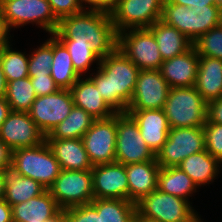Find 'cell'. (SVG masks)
Here are the masks:
<instances>
[{"instance_id": "cell-16", "label": "cell", "mask_w": 222, "mask_h": 222, "mask_svg": "<svg viewBox=\"0 0 222 222\" xmlns=\"http://www.w3.org/2000/svg\"><path fill=\"white\" fill-rule=\"evenodd\" d=\"M169 89L160 70H140L127 110L163 109Z\"/></svg>"}, {"instance_id": "cell-21", "label": "cell", "mask_w": 222, "mask_h": 222, "mask_svg": "<svg viewBox=\"0 0 222 222\" xmlns=\"http://www.w3.org/2000/svg\"><path fill=\"white\" fill-rule=\"evenodd\" d=\"M5 195L4 200L13 205L26 202L41 195L46 188L32 178L23 177L14 164L6 165L1 171Z\"/></svg>"}, {"instance_id": "cell-26", "label": "cell", "mask_w": 222, "mask_h": 222, "mask_svg": "<svg viewBox=\"0 0 222 222\" xmlns=\"http://www.w3.org/2000/svg\"><path fill=\"white\" fill-rule=\"evenodd\" d=\"M148 29L156 39L163 61L179 56L193 47V42L183 33L161 19L153 23Z\"/></svg>"}, {"instance_id": "cell-7", "label": "cell", "mask_w": 222, "mask_h": 222, "mask_svg": "<svg viewBox=\"0 0 222 222\" xmlns=\"http://www.w3.org/2000/svg\"><path fill=\"white\" fill-rule=\"evenodd\" d=\"M0 12L10 29L34 23L53 35L59 25L47 0H0Z\"/></svg>"}, {"instance_id": "cell-51", "label": "cell", "mask_w": 222, "mask_h": 222, "mask_svg": "<svg viewBox=\"0 0 222 222\" xmlns=\"http://www.w3.org/2000/svg\"><path fill=\"white\" fill-rule=\"evenodd\" d=\"M64 216V212L63 210L57 215L55 216L54 218L48 220V221H45V222H59V220Z\"/></svg>"}, {"instance_id": "cell-29", "label": "cell", "mask_w": 222, "mask_h": 222, "mask_svg": "<svg viewBox=\"0 0 222 222\" xmlns=\"http://www.w3.org/2000/svg\"><path fill=\"white\" fill-rule=\"evenodd\" d=\"M193 180L179 167H161L158 173L157 189L185 200L196 192Z\"/></svg>"}, {"instance_id": "cell-2", "label": "cell", "mask_w": 222, "mask_h": 222, "mask_svg": "<svg viewBox=\"0 0 222 222\" xmlns=\"http://www.w3.org/2000/svg\"><path fill=\"white\" fill-rule=\"evenodd\" d=\"M98 65L97 73L89 78L116 113L127 112L140 69L118 47Z\"/></svg>"}, {"instance_id": "cell-30", "label": "cell", "mask_w": 222, "mask_h": 222, "mask_svg": "<svg viewBox=\"0 0 222 222\" xmlns=\"http://www.w3.org/2000/svg\"><path fill=\"white\" fill-rule=\"evenodd\" d=\"M94 120L86 111L73 106L70 114L54 127L45 139H82Z\"/></svg>"}, {"instance_id": "cell-47", "label": "cell", "mask_w": 222, "mask_h": 222, "mask_svg": "<svg viewBox=\"0 0 222 222\" xmlns=\"http://www.w3.org/2000/svg\"><path fill=\"white\" fill-rule=\"evenodd\" d=\"M10 112L11 109L5 97H0V128Z\"/></svg>"}, {"instance_id": "cell-50", "label": "cell", "mask_w": 222, "mask_h": 222, "mask_svg": "<svg viewBox=\"0 0 222 222\" xmlns=\"http://www.w3.org/2000/svg\"><path fill=\"white\" fill-rule=\"evenodd\" d=\"M4 195H5L4 182L2 174L0 172V200L4 199Z\"/></svg>"}, {"instance_id": "cell-41", "label": "cell", "mask_w": 222, "mask_h": 222, "mask_svg": "<svg viewBox=\"0 0 222 222\" xmlns=\"http://www.w3.org/2000/svg\"><path fill=\"white\" fill-rule=\"evenodd\" d=\"M207 120L222 124V96L207 103Z\"/></svg>"}, {"instance_id": "cell-25", "label": "cell", "mask_w": 222, "mask_h": 222, "mask_svg": "<svg viewBox=\"0 0 222 222\" xmlns=\"http://www.w3.org/2000/svg\"><path fill=\"white\" fill-rule=\"evenodd\" d=\"M195 88L207 103L222 96V60L199 56Z\"/></svg>"}, {"instance_id": "cell-46", "label": "cell", "mask_w": 222, "mask_h": 222, "mask_svg": "<svg viewBox=\"0 0 222 222\" xmlns=\"http://www.w3.org/2000/svg\"><path fill=\"white\" fill-rule=\"evenodd\" d=\"M92 8H102L109 10L117 0H84Z\"/></svg>"}, {"instance_id": "cell-13", "label": "cell", "mask_w": 222, "mask_h": 222, "mask_svg": "<svg viewBox=\"0 0 222 222\" xmlns=\"http://www.w3.org/2000/svg\"><path fill=\"white\" fill-rule=\"evenodd\" d=\"M117 113L107 119L94 120L83 135L85 150L92 165L115 162Z\"/></svg>"}, {"instance_id": "cell-28", "label": "cell", "mask_w": 222, "mask_h": 222, "mask_svg": "<svg viewBox=\"0 0 222 222\" xmlns=\"http://www.w3.org/2000/svg\"><path fill=\"white\" fill-rule=\"evenodd\" d=\"M51 77L59 89H70L81 77L74 69L66 46L53 34Z\"/></svg>"}, {"instance_id": "cell-27", "label": "cell", "mask_w": 222, "mask_h": 222, "mask_svg": "<svg viewBox=\"0 0 222 222\" xmlns=\"http://www.w3.org/2000/svg\"><path fill=\"white\" fill-rule=\"evenodd\" d=\"M221 163L207 150L191 154L177 167L183 170L197 187L209 184L219 174Z\"/></svg>"}, {"instance_id": "cell-40", "label": "cell", "mask_w": 222, "mask_h": 222, "mask_svg": "<svg viewBox=\"0 0 222 222\" xmlns=\"http://www.w3.org/2000/svg\"><path fill=\"white\" fill-rule=\"evenodd\" d=\"M36 96H45L59 90L51 75L30 77Z\"/></svg>"}, {"instance_id": "cell-33", "label": "cell", "mask_w": 222, "mask_h": 222, "mask_svg": "<svg viewBox=\"0 0 222 222\" xmlns=\"http://www.w3.org/2000/svg\"><path fill=\"white\" fill-rule=\"evenodd\" d=\"M10 46L0 50V62L7 82L29 76L28 57L23 52L13 51Z\"/></svg>"}, {"instance_id": "cell-43", "label": "cell", "mask_w": 222, "mask_h": 222, "mask_svg": "<svg viewBox=\"0 0 222 222\" xmlns=\"http://www.w3.org/2000/svg\"><path fill=\"white\" fill-rule=\"evenodd\" d=\"M12 163V150L0 139V172Z\"/></svg>"}, {"instance_id": "cell-53", "label": "cell", "mask_w": 222, "mask_h": 222, "mask_svg": "<svg viewBox=\"0 0 222 222\" xmlns=\"http://www.w3.org/2000/svg\"><path fill=\"white\" fill-rule=\"evenodd\" d=\"M216 4L222 7V0H215Z\"/></svg>"}, {"instance_id": "cell-49", "label": "cell", "mask_w": 222, "mask_h": 222, "mask_svg": "<svg viewBox=\"0 0 222 222\" xmlns=\"http://www.w3.org/2000/svg\"><path fill=\"white\" fill-rule=\"evenodd\" d=\"M133 222H160V221L149 219V218L143 217L141 215H138L136 213Z\"/></svg>"}, {"instance_id": "cell-9", "label": "cell", "mask_w": 222, "mask_h": 222, "mask_svg": "<svg viewBox=\"0 0 222 222\" xmlns=\"http://www.w3.org/2000/svg\"><path fill=\"white\" fill-rule=\"evenodd\" d=\"M48 191L62 210L90 204L94 199L91 170H61Z\"/></svg>"}, {"instance_id": "cell-31", "label": "cell", "mask_w": 222, "mask_h": 222, "mask_svg": "<svg viewBox=\"0 0 222 222\" xmlns=\"http://www.w3.org/2000/svg\"><path fill=\"white\" fill-rule=\"evenodd\" d=\"M90 204L98 212V222H133L135 203L124 199H93Z\"/></svg>"}, {"instance_id": "cell-32", "label": "cell", "mask_w": 222, "mask_h": 222, "mask_svg": "<svg viewBox=\"0 0 222 222\" xmlns=\"http://www.w3.org/2000/svg\"><path fill=\"white\" fill-rule=\"evenodd\" d=\"M36 97L29 76L7 82L5 100L8 102L11 111L29 112Z\"/></svg>"}, {"instance_id": "cell-10", "label": "cell", "mask_w": 222, "mask_h": 222, "mask_svg": "<svg viewBox=\"0 0 222 222\" xmlns=\"http://www.w3.org/2000/svg\"><path fill=\"white\" fill-rule=\"evenodd\" d=\"M205 150L203 127L170 128L166 142L155 155L160 167L179 165L191 154Z\"/></svg>"}, {"instance_id": "cell-42", "label": "cell", "mask_w": 222, "mask_h": 222, "mask_svg": "<svg viewBox=\"0 0 222 222\" xmlns=\"http://www.w3.org/2000/svg\"><path fill=\"white\" fill-rule=\"evenodd\" d=\"M169 3L182 5L188 8L204 7L208 5H217L215 0H167Z\"/></svg>"}, {"instance_id": "cell-3", "label": "cell", "mask_w": 222, "mask_h": 222, "mask_svg": "<svg viewBox=\"0 0 222 222\" xmlns=\"http://www.w3.org/2000/svg\"><path fill=\"white\" fill-rule=\"evenodd\" d=\"M162 21L177 28L194 43L201 35L222 24V7H185L164 0Z\"/></svg>"}, {"instance_id": "cell-24", "label": "cell", "mask_w": 222, "mask_h": 222, "mask_svg": "<svg viewBox=\"0 0 222 222\" xmlns=\"http://www.w3.org/2000/svg\"><path fill=\"white\" fill-rule=\"evenodd\" d=\"M62 209L46 189L26 202L12 206L13 222H45L57 216Z\"/></svg>"}, {"instance_id": "cell-35", "label": "cell", "mask_w": 222, "mask_h": 222, "mask_svg": "<svg viewBox=\"0 0 222 222\" xmlns=\"http://www.w3.org/2000/svg\"><path fill=\"white\" fill-rule=\"evenodd\" d=\"M32 53L28 56L29 77L51 75L50 69L53 61V37L51 36Z\"/></svg>"}, {"instance_id": "cell-34", "label": "cell", "mask_w": 222, "mask_h": 222, "mask_svg": "<svg viewBox=\"0 0 222 222\" xmlns=\"http://www.w3.org/2000/svg\"><path fill=\"white\" fill-rule=\"evenodd\" d=\"M69 51L75 71L82 76L88 72L93 62H100V58L91 50L90 42L61 41Z\"/></svg>"}, {"instance_id": "cell-5", "label": "cell", "mask_w": 222, "mask_h": 222, "mask_svg": "<svg viewBox=\"0 0 222 222\" xmlns=\"http://www.w3.org/2000/svg\"><path fill=\"white\" fill-rule=\"evenodd\" d=\"M135 205L138 215L160 222H203L189 201L158 189Z\"/></svg>"}, {"instance_id": "cell-48", "label": "cell", "mask_w": 222, "mask_h": 222, "mask_svg": "<svg viewBox=\"0 0 222 222\" xmlns=\"http://www.w3.org/2000/svg\"><path fill=\"white\" fill-rule=\"evenodd\" d=\"M7 89V81L5 79V75L2 69V64L0 62V97H5Z\"/></svg>"}, {"instance_id": "cell-11", "label": "cell", "mask_w": 222, "mask_h": 222, "mask_svg": "<svg viewBox=\"0 0 222 222\" xmlns=\"http://www.w3.org/2000/svg\"><path fill=\"white\" fill-rule=\"evenodd\" d=\"M117 47L140 70H159L163 62L156 39L148 28L119 32Z\"/></svg>"}, {"instance_id": "cell-12", "label": "cell", "mask_w": 222, "mask_h": 222, "mask_svg": "<svg viewBox=\"0 0 222 222\" xmlns=\"http://www.w3.org/2000/svg\"><path fill=\"white\" fill-rule=\"evenodd\" d=\"M154 159L135 120L127 112L117 113L115 162L128 165Z\"/></svg>"}, {"instance_id": "cell-36", "label": "cell", "mask_w": 222, "mask_h": 222, "mask_svg": "<svg viewBox=\"0 0 222 222\" xmlns=\"http://www.w3.org/2000/svg\"><path fill=\"white\" fill-rule=\"evenodd\" d=\"M193 47L199 56L222 60V24L201 35Z\"/></svg>"}, {"instance_id": "cell-4", "label": "cell", "mask_w": 222, "mask_h": 222, "mask_svg": "<svg viewBox=\"0 0 222 222\" xmlns=\"http://www.w3.org/2000/svg\"><path fill=\"white\" fill-rule=\"evenodd\" d=\"M163 111L170 128L203 127L207 102L193 87L170 88Z\"/></svg>"}, {"instance_id": "cell-23", "label": "cell", "mask_w": 222, "mask_h": 222, "mask_svg": "<svg viewBox=\"0 0 222 222\" xmlns=\"http://www.w3.org/2000/svg\"><path fill=\"white\" fill-rule=\"evenodd\" d=\"M62 170H91L93 165L82 139H45Z\"/></svg>"}, {"instance_id": "cell-6", "label": "cell", "mask_w": 222, "mask_h": 222, "mask_svg": "<svg viewBox=\"0 0 222 222\" xmlns=\"http://www.w3.org/2000/svg\"><path fill=\"white\" fill-rule=\"evenodd\" d=\"M12 164L23 177L36 180L47 190L62 170L46 141L36 147L12 151Z\"/></svg>"}, {"instance_id": "cell-18", "label": "cell", "mask_w": 222, "mask_h": 222, "mask_svg": "<svg viewBox=\"0 0 222 222\" xmlns=\"http://www.w3.org/2000/svg\"><path fill=\"white\" fill-rule=\"evenodd\" d=\"M127 113L135 120L143 140L156 155L170 131L163 109L127 110Z\"/></svg>"}, {"instance_id": "cell-38", "label": "cell", "mask_w": 222, "mask_h": 222, "mask_svg": "<svg viewBox=\"0 0 222 222\" xmlns=\"http://www.w3.org/2000/svg\"><path fill=\"white\" fill-rule=\"evenodd\" d=\"M47 1L50 3L51 10L58 20L66 16L78 14L84 11L85 8H87L86 7L87 4L84 0H47Z\"/></svg>"}, {"instance_id": "cell-14", "label": "cell", "mask_w": 222, "mask_h": 222, "mask_svg": "<svg viewBox=\"0 0 222 222\" xmlns=\"http://www.w3.org/2000/svg\"><path fill=\"white\" fill-rule=\"evenodd\" d=\"M73 106L70 90L59 89L49 95L37 96L28 113L46 136L70 114Z\"/></svg>"}, {"instance_id": "cell-52", "label": "cell", "mask_w": 222, "mask_h": 222, "mask_svg": "<svg viewBox=\"0 0 222 222\" xmlns=\"http://www.w3.org/2000/svg\"><path fill=\"white\" fill-rule=\"evenodd\" d=\"M59 222H71L65 215L59 220Z\"/></svg>"}, {"instance_id": "cell-20", "label": "cell", "mask_w": 222, "mask_h": 222, "mask_svg": "<svg viewBox=\"0 0 222 222\" xmlns=\"http://www.w3.org/2000/svg\"><path fill=\"white\" fill-rule=\"evenodd\" d=\"M160 168L156 158L147 162L125 165L129 201L136 203L157 189Z\"/></svg>"}, {"instance_id": "cell-39", "label": "cell", "mask_w": 222, "mask_h": 222, "mask_svg": "<svg viewBox=\"0 0 222 222\" xmlns=\"http://www.w3.org/2000/svg\"><path fill=\"white\" fill-rule=\"evenodd\" d=\"M63 212L71 222H98V212L91 204L71 207Z\"/></svg>"}, {"instance_id": "cell-37", "label": "cell", "mask_w": 222, "mask_h": 222, "mask_svg": "<svg viewBox=\"0 0 222 222\" xmlns=\"http://www.w3.org/2000/svg\"><path fill=\"white\" fill-rule=\"evenodd\" d=\"M203 130L205 133V150L222 163V124L206 120Z\"/></svg>"}, {"instance_id": "cell-8", "label": "cell", "mask_w": 222, "mask_h": 222, "mask_svg": "<svg viewBox=\"0 0 222 222\" xmlns=\"http://www.w3.org/2000/svg\"><path fill=\"white\" fill-rule=\"evenodd\" d=\"M163 3L164 0H117L109 9L116 32L149 28L162 18Z\"/></svg>"}, {"instance_id": "cell-44", "label": "cell", "mask_w": 222, "mask_h": 222, "mask_svg": "<svg viewBox=\"0 0 222 222\" xmlns=\"http://www.w3.org/2000/svg\"><path fill=\"white\" fill-rule=\"evenodd\" d=\"M11 29L8 27L7 22L5 21V19L2 17V14L0 12V50L9 45L10 41H9V36L10 35L8 32Z\"/></svg>"}, {"instance_id": "cell-22", "label": "cell", "mask_w": 222, "mask_h": 222, "mask_svg": "<svg viewBox=\"0 0 222 222\" xmlns=\"http://www.w3.org/2000/svg\"><path fill=\"white\" fill-rule=\"evenodd\" d=\"M81 78L69 89L74 106L83 109L95 120L107 119L115 115L116 112L102 98L94 82L89 77Z\"/></svg>"}, {"instance_id": "cell-17", "label": "cell", "mask_w": 222, "mask_h": 222, "mask_svg": "<svg viewBox=\"0 0 222 222\" xmlns=\"http://www.w3.org/2000/svg\"><path fill=\"white\" fill-rule=\"evenodd\" d=\"M91 171L94 199L128 200V180L124 164H98Z\"/></svg>"}, {"instance_id": "cell-19", "label": "cell", "mask_w": 222, "mask_h": 222, "mask_svg": "<svg viewBox=\"0 0 222 222\" xmlns=\"http://www.w3.org/2000/svg\"><path fill=\"white\" fill-rule=\"evenodd\" d=\"M198 63L199 55L192 47L179 56L164 60L159 70L170 88L193 87L197 79Z\"/></svg>"}, {"instance_id": "cell-45", "label": "cell", "mask_w": 222, "mask_h": 222, "mask_svg": "<svg viewBox=\"0 0 222 222\" xmlns=\"http://www.w3.org/2000/svg\"><path fill=\"white\" fill-rule=\"evenodd\" d=\"M0 222L12 221V207L4 200H0Z\"/></svg>"}, {"instance_id": "cell-1", "label": "cell", "mask_w": 222, "mask_h": 222, "mask_svg": "<svg viewBox=\"0 0 222 222\" xmlns=\"http://www.w3.org/2000/svg\"><path fill=\"white\" fill-rule=\"evenodd\" d=\"M63 17L54 35L60 41L90 42L91 50L100 58L112 53L118 44V33L109 10L92 8Z\"/></svg>"}, {"instance_id": "cell-15", "label": "cell", "mask_w": 222, "mask_h": 222, "mask_svg": "<svg viewBox=\"0 0 222 222\" xmlns=\"http://www.w3.org/2000/svg\"><path fill=\"white\" fill-rule=\"evenodd\" d=\"M45 137L28 112L11 111L0 128V139L12 151L36 147L45 141Z\"/></svg>"}]
</instances>
